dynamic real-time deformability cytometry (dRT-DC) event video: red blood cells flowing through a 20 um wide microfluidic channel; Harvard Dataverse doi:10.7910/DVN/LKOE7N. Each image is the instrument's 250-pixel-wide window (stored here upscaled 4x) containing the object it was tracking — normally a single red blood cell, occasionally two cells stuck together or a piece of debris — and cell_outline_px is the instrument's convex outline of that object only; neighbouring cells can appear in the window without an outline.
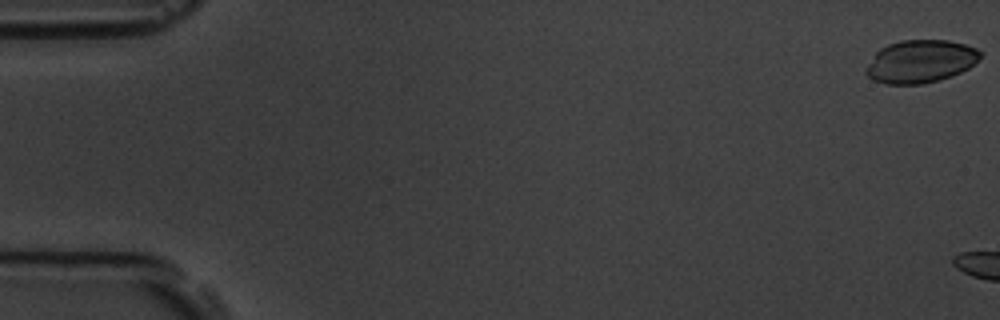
{"species": "common noctule bat (a hibernating species)", "species_latin": "Nyctalus noctula", "temperature_condition": "room temperature", "stored_images_in_passage": 5, "segment_of_instrument_passage": [2, 2], "camera_frame_rate_fps": 3000, "um_per_image_px": 0.085, "animal": {"sex": "male", "body_mass_g": 19.5, "forearm_length_mm": 54.6}, "frame": {"image": 1, "passage_image": 5, "time_ms": 5.667, "image_size_px": [1000, 320], "cell_outline_px": [[984, 52], [968, 68], [952, 76], [920, 84], [884, 84], [872, 80], [864, 72], [868, 64], [876, 52], [880, 48], [888, 44], [900, 40], [948, 40], [964, 44], [976, 48]], "centroid_in_image_um": [78.21, 5.21], "position_along_channel_um": 6.8, "area_um2": 28.44}}